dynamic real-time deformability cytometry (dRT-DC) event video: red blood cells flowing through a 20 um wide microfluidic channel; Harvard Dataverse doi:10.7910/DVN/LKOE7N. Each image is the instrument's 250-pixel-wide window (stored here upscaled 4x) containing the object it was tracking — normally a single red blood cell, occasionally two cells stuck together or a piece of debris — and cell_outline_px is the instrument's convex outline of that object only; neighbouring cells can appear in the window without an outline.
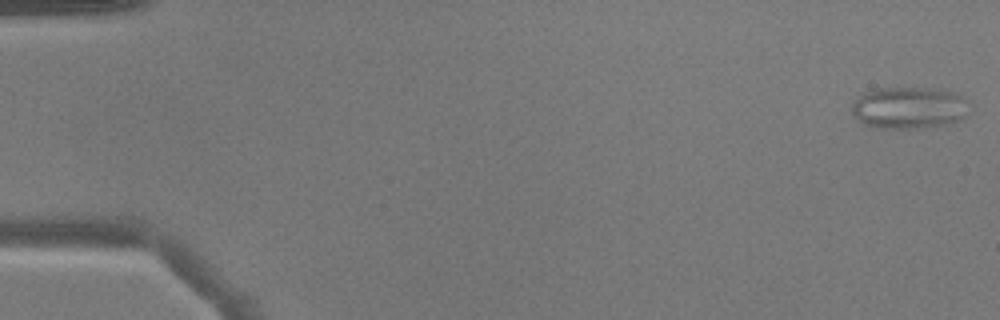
{"species": "common noctule bat (a hibernating species)", "species_latin": "Nyctalus noctula", "temperature_condition": "warm", "stored_images_in_passage": 51, "camera_frame_rate_fps": 3000, "um_per_image_px": 0.085, "animal": {"sex": "male", "body_mass_g": 17.9}, "frame": {"image": 1, "passage_image": 1, "time_ms": 0.0, "image_size_px": [1000, 320], "cell_outline_px": [[972, 112], [968, 116], [944, 124], [912, 128], [872, 128], [864, 124], [852, 112], [852, 104], [860, 92], [876, 88], [924, 88], [952, 92], [968, 100], [972, 104]], "centroid_in_image_um": [77.28, 9.15], "position_along_channel_um": 7.7, "area_um2": 28.9}}
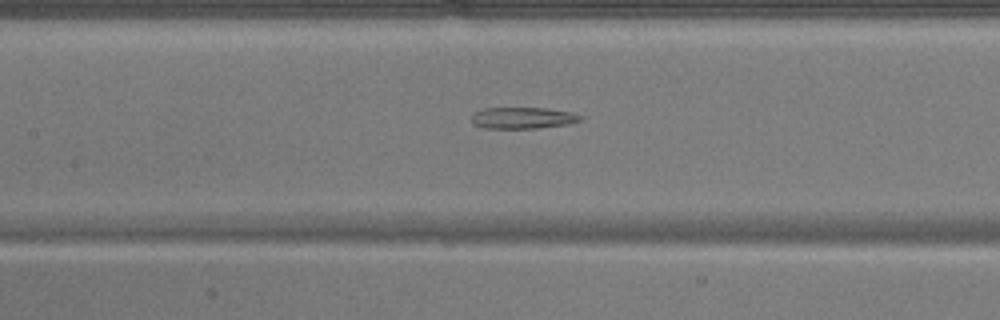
{"frame": {"image": 2, "passage_image": 24, "time_ms": 7.667, "image_size_px": [1000, 320], "cell_outline_px": [[584, 116], [580, 120], [568, 124], [540, 128], [484, 128], [472, 124], [472, 116], [476, 112], [484, 108], [548, 108], [572, 112]], "centroid_in_image_um": [44.46, 10.02], "position_along_channel_um": 162.9, "area_um2": 13.64}}
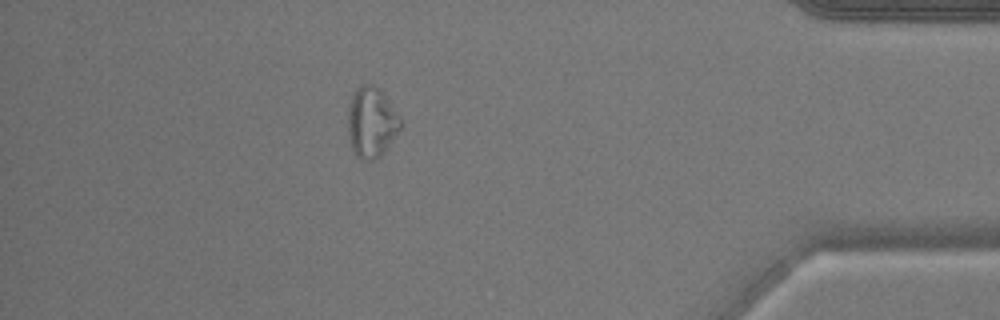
{"frame": {"image": 3, "passage_image": 45, "time_ms": 14.667, "image_size_px": [1000, 320], "cell_outline_px": [[400, 128], [384, 152], [380, 156], [372, 160], [356, 156], [352, 148], [348, 132], [348, 108], [352, 96], [356, 88], [360, 84], [372, 84], [388, 100], [400, 116]], "centroid_in_image_um": [31.56, 10.39], "position_along_channel_um": 403.6, "area_um2": 21.1}}